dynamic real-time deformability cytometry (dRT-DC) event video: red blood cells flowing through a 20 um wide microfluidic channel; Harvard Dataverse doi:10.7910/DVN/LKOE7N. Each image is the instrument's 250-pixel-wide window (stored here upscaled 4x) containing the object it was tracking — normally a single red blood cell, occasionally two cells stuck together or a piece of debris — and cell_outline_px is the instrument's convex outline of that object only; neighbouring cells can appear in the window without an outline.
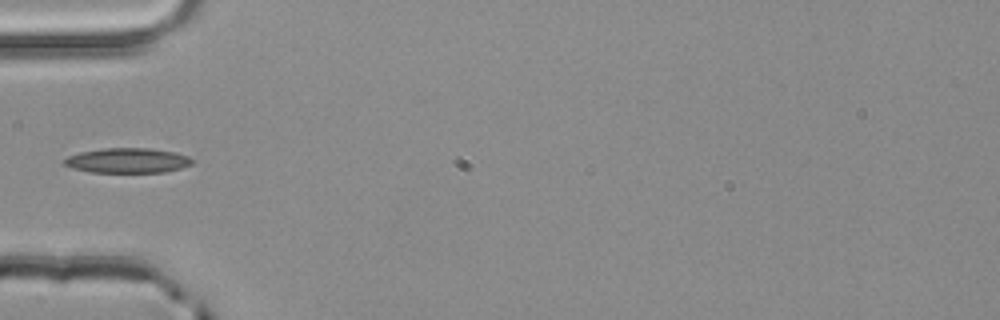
{"species": "common noctule bat (a hibernating species)", "species_latin": "Nyctalus noctula", "temperature_condition": "room temperature", "stored_images_in_passage": 4, "camera_frame_rate_fps": 3000, "um_per_image_px": 0.085, "animal": {"sex": "male", "body_mass_g": 20.4}, "frame": {"image": 1, "passage_image": 4, "time_ms": 1.0, "image_size_px": [1000, 320], "cell_outline_px": [[196, 160], [192, 164], [180, 168], [164, 172], [88, 172], [72, 168], [64, 164], [64, 160], [68, 156], [80, 152], [104, 148], [148, 148], [172, 152], [188, 156]], "centroid_in_image_um": [10.84, 13.64], "position_along_channel_um": 74.2, "area_um2": 18.5}}